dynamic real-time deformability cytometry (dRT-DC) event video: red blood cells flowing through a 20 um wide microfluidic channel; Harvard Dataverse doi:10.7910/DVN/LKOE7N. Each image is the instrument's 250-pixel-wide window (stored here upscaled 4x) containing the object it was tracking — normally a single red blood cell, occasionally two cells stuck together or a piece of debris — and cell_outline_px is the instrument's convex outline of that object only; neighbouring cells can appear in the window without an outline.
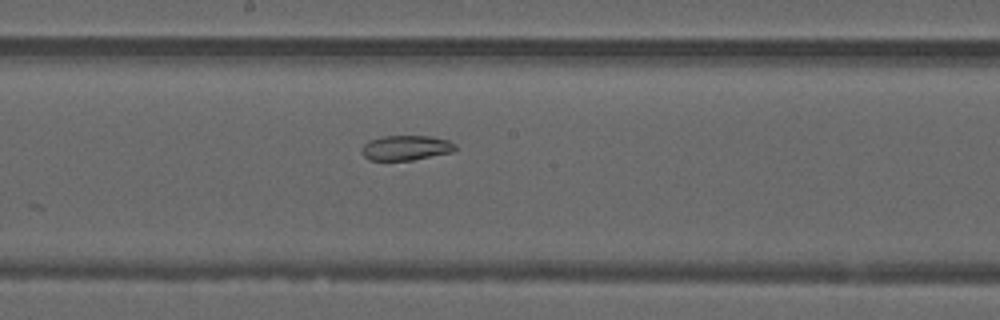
{"species": "common noctule bat (a hibernating species)", "species_latin": "Nyctalus noctula", "temperature_condition": "warm", "stored_images_in_passage": 52, "segment_of_instrument_passage": [2, 2], "camera_frame_rate_fps": 3000, "um_per_image_px": 0.085, "animal": {"sex": "male", "forearm_length_mm": 52.5}, "frame": {"image": 1, "passage_image": 28, "time_ms": 9.0, "image_size_px": [1000, 320], "cell_outline_px": [[456, 148], [452, 152], [412, 160], [368, 160], [360, 152], [360, 148], [368, 140], [380, 136], [432, 136], [448, 140], [456, 144]], "centroid_in_image_um": [34.46, 12.56], "position_along_channel_um": 213.7, "area_um2": 13.76}}
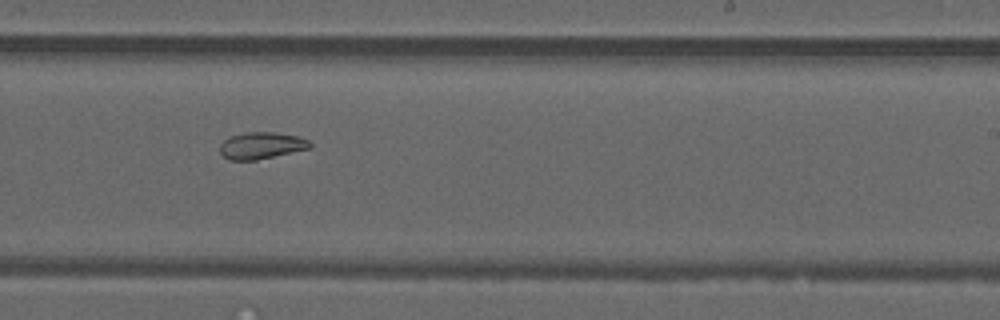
{"frame": {"image": 2, "passage_image": 32, "time_ms": 10.333, "image_size_px": [1000, 320], "cell_outline_px": [[312, 148], [256, 160], [228, 160], [220, 152], [220, 144], [224, 140], [232, 136], [244, 132], [276, 132], [300, 136], [308, 140], [312, 144]], "centroid_in_image_um": [22.25, 12.36], "position_along_channel_um": 266.8, "area_um2": 14.16}}
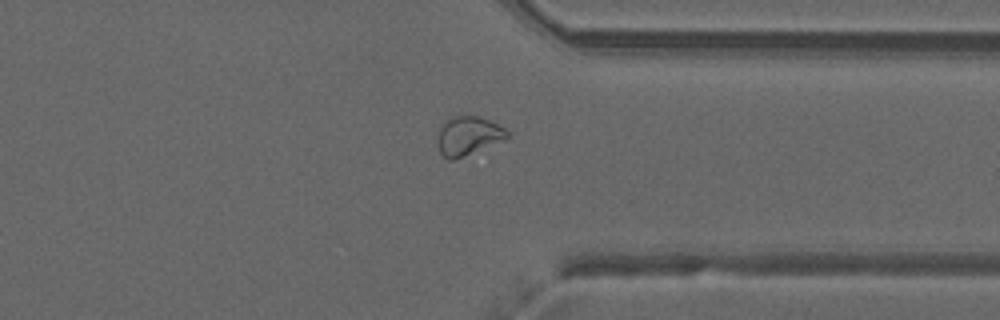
{"frame": {"image": 3, "passage_image": 40, "time_ms": 13.0, "image_size_px": [1000, 320], "cell_outline_px": [[508, 136], [504, 140], [452, 160], [448, 160], [440, 152], [436, 140], [440, 128], [444, 120], [456, 116], [476, 116], [488, 120], [504, 128], [508, 132]], "centroid_in_image_um": [39.75, 11.54], "position_along_channel_um": 371.6, "area_um2": 15.43}}